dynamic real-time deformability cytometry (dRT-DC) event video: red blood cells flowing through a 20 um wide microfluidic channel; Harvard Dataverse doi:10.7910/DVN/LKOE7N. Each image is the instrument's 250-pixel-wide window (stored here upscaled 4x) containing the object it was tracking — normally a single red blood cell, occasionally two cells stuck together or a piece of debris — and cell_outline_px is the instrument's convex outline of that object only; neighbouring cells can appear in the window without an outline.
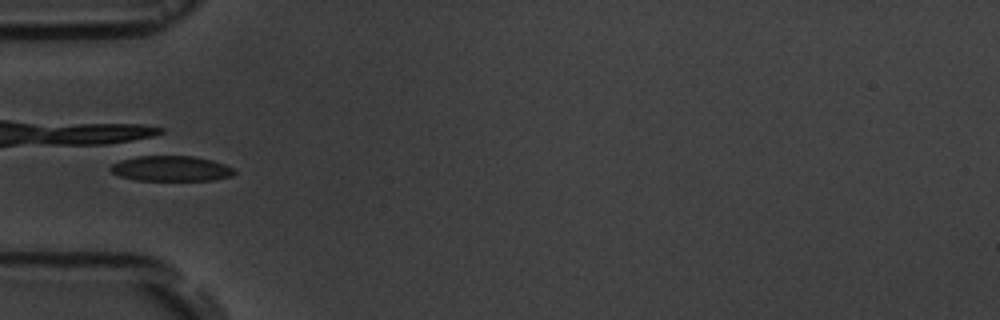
{"species": "common noctule bat (a hibernating species)", "species_latin": "Nyctalus noctula", "temperature_condition": "room temperature", "stored_images_in_passage": 5, "camera_frame_rate_fps": 3000, "um_per_image_px": 0.085, "animal": {"sex": "male", "body_mass_g": 19.5, "forearm_length_mm": 54.6}, "frame": {"image": 1, "passage_image": 5, "time_ms": 5.667, "image_size_px": [1000, 320], "cell_outline_px": [[236, 172], [232, 176], [212, 180], [136, 180], [120, 176], [112, 172], [108, 168], [112, 164], [128, 156], [148, 152], [152, 152], [196, 156], [212, 160], [224, 164], [232, 168]], "centroid_in_image_um": [14.45, 14.25], "position_along_channel_um": 70.6, "area_um2": 19.42}}